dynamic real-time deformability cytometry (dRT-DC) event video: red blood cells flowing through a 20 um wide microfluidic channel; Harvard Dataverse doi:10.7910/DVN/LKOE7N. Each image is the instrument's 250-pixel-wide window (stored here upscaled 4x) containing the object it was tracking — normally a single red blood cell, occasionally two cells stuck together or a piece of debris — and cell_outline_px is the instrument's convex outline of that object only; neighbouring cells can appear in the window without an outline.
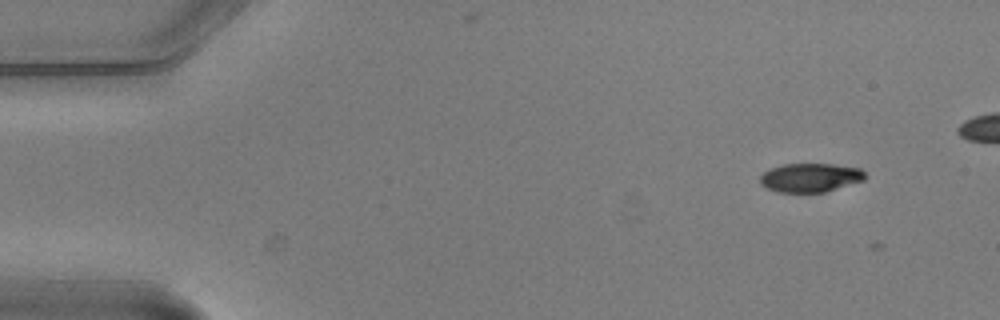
{"species": "common noctule bat (a hibernating species)", "species_latin": "Nyctalus noctula", "temperature_condition": "warm", "stored_images_in_passage": 8, "camera_frame_rate_fps": 3000, "um_per_image_px": 0.085, "animal": {"sex": "male", "body_mass_g": 20.5, "forearm_length_mm": 52.5}, "frame": {"image": 1, "passage_image": 2, "time_ms": 0.333, "image_size_px": [1000, 320], "cell_outline_px": [[864, 180], [824, 192], [780, 192], [768, 188], [760, 184], [760, 176], [768, 168], [784, 164], [832, 164], [860, 168], [864, 172]], "centroid_in_image_um": [68.84, 15.09], "position_along_channel_um": 16.2, "area_um2": 17.51}}
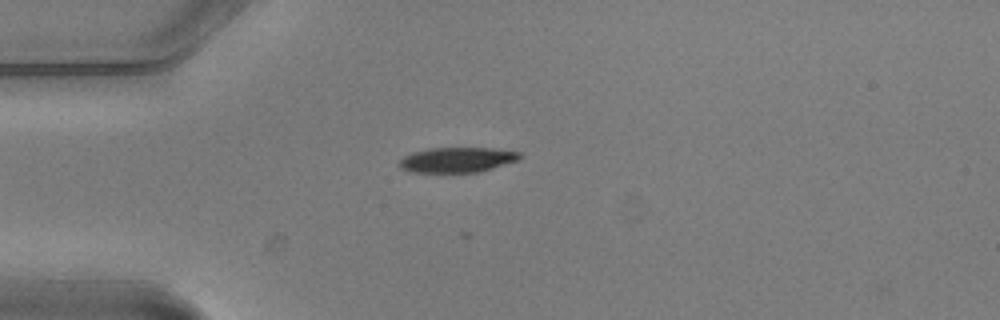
{"frame": {"image": 2, "passage_image": 6, "time_ms": 1.667, "image_size_px": [1000, 320], "cell_outline_px": [[524, 156], [516, 160], [480, 172], [412, 172], [400, 168], [396, 164], [404, 156], [412, 152], [428, 148], [492, 148], [520, 152]], "centroid_in_image_um": [38.82, 13.58], "position_along_channel_um": 46.2, "area_um2": 17.63}}
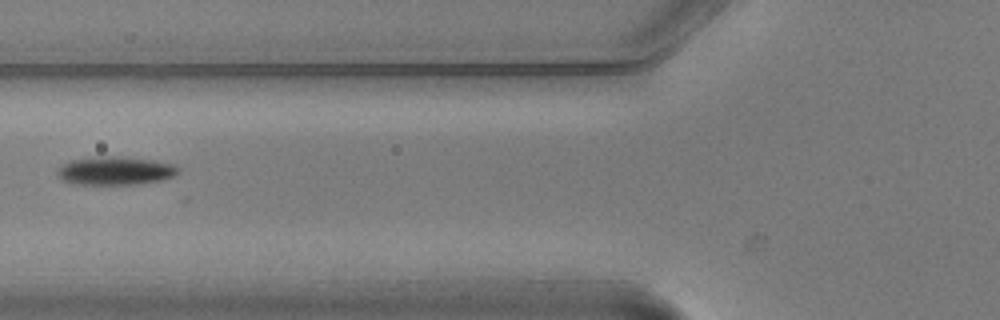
{"frame": {"image": 3, "passage_image": 8, "time_ms": 2.333, "image_size_px": [1000, 320], "cell_outline_px": [[180, 172], [172, 176], [160, 180], [136, 184], [72, 184], [60, 180], [56, 176], [56, 168], [72, 160], [100, 156], [124, 156], [152, 160], [172, 164], [180, 168]], "centroid_in_image_um": [9.74, 14.51], "position_along_channel_um": 116.1, "area_um2": 20.11}}